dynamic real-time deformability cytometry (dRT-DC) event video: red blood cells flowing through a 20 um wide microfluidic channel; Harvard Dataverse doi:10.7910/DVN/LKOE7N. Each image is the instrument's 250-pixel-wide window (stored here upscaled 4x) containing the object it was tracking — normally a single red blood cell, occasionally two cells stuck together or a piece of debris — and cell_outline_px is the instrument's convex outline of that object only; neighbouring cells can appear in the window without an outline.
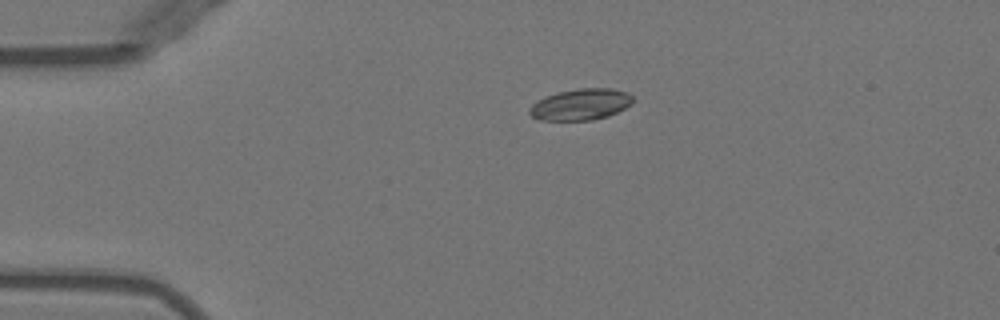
{"species": "Egyptian fruit bat (a non-hibernating species)", "species_latin": "Rousettus aegyptiacus", "temperature_condition": "warm", "stored_images_in_passage": 34, "camera_frame_rate_fps": 3000, "um_per_image_px": 0.085, "animal": {"sex": "female"}, "frame": {"image": 1, "passage_image": 1, "time_ms": 0.0, "image_size_px": [1000, 320], "cell_outline_px": [[632, 104], [608, 116], [592, 120], [540, 120], [532, 116], [528, 112], [532, 104], [544, 96], [556, 92], [580, 88], [612, 88], [628, 92], [632, 96]], "centroid_in_image_um": [49.35, 8.87], "position_along_channel_um": 35.6, "area_um2": 18.9}}
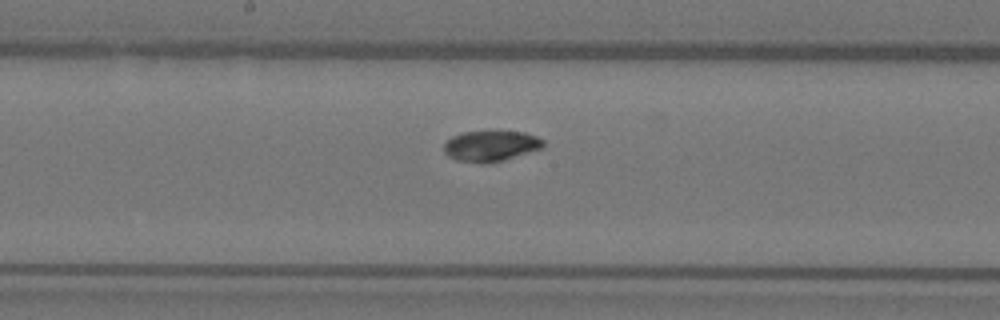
{"frame": {"image": 2, "passage_image": 17, "time_ms": 5.333, "image_size_px": [1000, 320], "cell_outline_px": [[544, 148], [504, 160], [484, 164], [480, 164], [456, 160], [448, 156], [444, 152], [444, 144], [452, 136], [464, 132], [492, 128], [524, 132], [536, 136], [544, 140]], "centroid_in_image_um": [41.74, 12.37], "position_along_channel_um": 206.5, "area_um2": 18.67}}
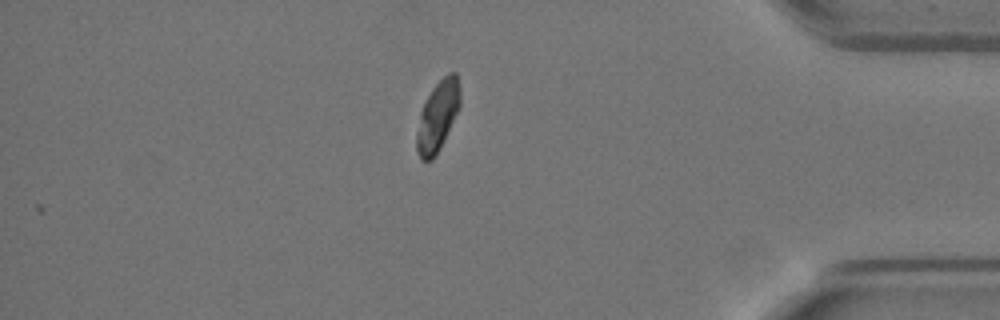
{"frame": {"image": 3, "passage_image": 34, "time_ms": 11.0, "image_size_px": [1000, 320], "cell_outline_px": [[460, 108], [436, 156], [432, 160], [420, 160], [416, 152], [416, 132], [420, 112], [432, 88], [448, 72], [456, 72], [460, 88]], "centroid_in_image_um": [37.2, 9.89], "position_along_channel_um": 398.0, "area_um2": 17.92}, "authors_computed_cell_mechanics": {"area_um2": 18.3804, "velocity_mm_per_s": 3.9709, "shape_relaxation_time_tau1_ms": 6.7771, "shape_relaxation_time_tau2_ms": null, "deformation_change_tau1": 0.147, "deformation_change_tau2": null}}